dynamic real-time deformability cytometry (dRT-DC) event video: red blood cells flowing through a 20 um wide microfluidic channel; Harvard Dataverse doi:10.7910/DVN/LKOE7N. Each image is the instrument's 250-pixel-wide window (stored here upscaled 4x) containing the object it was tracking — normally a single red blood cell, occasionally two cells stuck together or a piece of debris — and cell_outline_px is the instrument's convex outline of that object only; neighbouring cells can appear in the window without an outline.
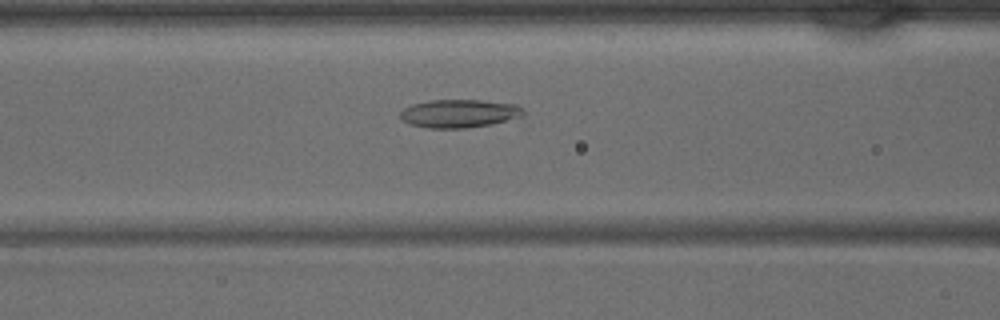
{"species": "common noctule bat (a hibernating species)", "species_latin": "Nyctalus noctula", "temperature_condition": "warm", "stored_images_in_passage": 32, "camera_frame_rate_fps": 3000, "um_per_image_px": 0.085, "animal": {"sex": "male", "body_mass_g": 15.6}, "frame": {"image": 1, "passage_image": 7, "time_ms": 2.0, "image_size_px": [1000, 320], "cell_outline_px": [[524, 128], [428, 128], [412, 124], [404, 120], [400, 116], [400, 112], [404, 108], [412, 104], [428, 100], [480, 100], [516, 104], [524, 108]], "centroid_in_image_um": [39.46, 9.73], "position_along_channel_um": 127.1, "area_um2": 22.48}}
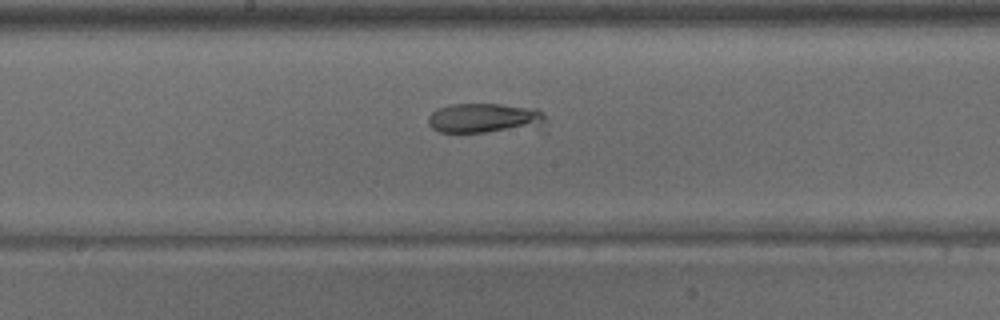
{"frame": {"image": 2, "passage_image": 12, "time_ms": 3.667, "image_size_px": [1000, 320], "cell_outline_px": [[544, 132], [440, 132], [432, 128], [428, 124], [428, 116], [436, 108], [448, 104], [500, 104], [536, 108], [544, 116]], "centroid_in_image_um": [41.33, 10.09], "position_along_channel_um": 206.9, "area_um2": 21.56}}
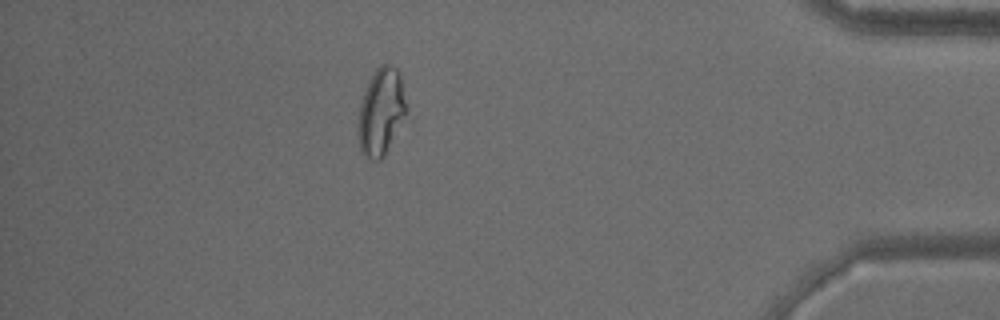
{"frame": {"image": 3, "passage_image": 27, "time_ms": 8.667, "image_size_px": [1000, 320], "cell_outline_px": [[408, 108], [384, 156], [380, 160], [372, 160], [360, 148], [356, 128], [356, 124], [360, 104], [368, 80], [376, 68], [380, 64], [388, 64], [396, 68], [400, 72], [408, 104]], "centroid_in_image_um": [32.39, 9.44], "position_along_channel_um": 402.8, "area_um2": 24.62}}